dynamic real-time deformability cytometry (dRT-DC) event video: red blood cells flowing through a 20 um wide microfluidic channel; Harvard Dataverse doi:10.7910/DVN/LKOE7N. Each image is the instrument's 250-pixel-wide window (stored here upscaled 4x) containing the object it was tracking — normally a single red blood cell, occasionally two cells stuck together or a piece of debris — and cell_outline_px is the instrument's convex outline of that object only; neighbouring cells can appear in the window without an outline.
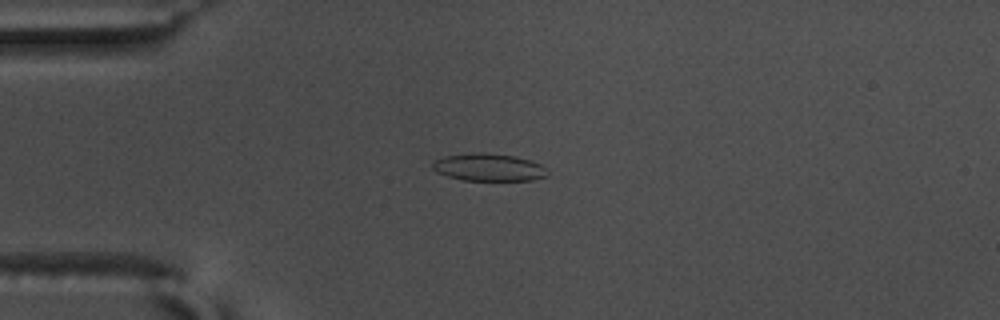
{"species": "common noctule bat (a hibernating species)", "species_latin": "Nyctalus noctula", "temperature_condition": "warm", "stored_images_in_passage": 49, "camera_frame_rate_fps": 3000, "um_per_image_px": 0.085, "animal": {"sex": "male", "body_mass_g": 17.5, "forearm_length_mm": 52.3}, "frame": {"image": 1, "passage_image": 7, "time_ms": 2.0, "image_size_px": [1000, 320], "cell_outline_px": [[548, 176], [532, 180], [464, 180], [448, 176], [436, 172], [432, 168], [432, 160], [444, 156], [472, 152], [484, 152], [512, 156], [528, 160], [540, 164], [548, 168]], "centroid_in_image_um": [41.52, 14.21], "position_along_channel_um": 43.5, "area_um2": 18.5}}
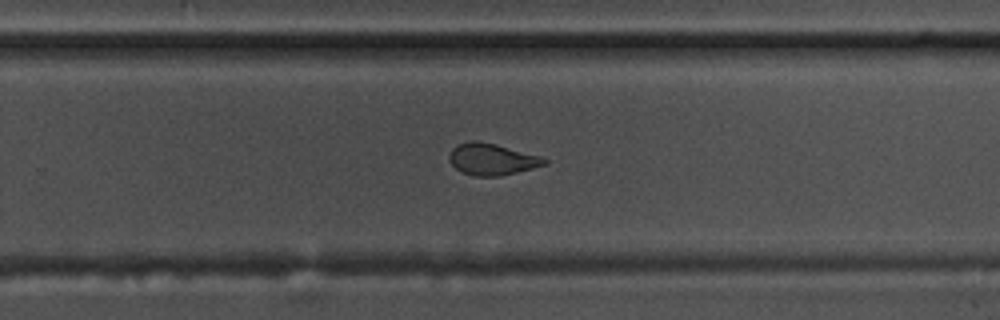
{"frame": {"image": 2, "passage_image": 29, "time_ms": 9.333, "image_size_px": [1000, 320], "cell_outline_px": [[548, 164], [500, 176], [476, 176], [460, 172], [448, 160], [448, 156], [452, 148], [456, 144], [472, 140], [476, 140], [496, 144], [540, 156], [548, 160]], "centroid_in_image_um": [41.78, 13.53], "position_along_channel_um": 288.0, "area_um2": 17.57}}
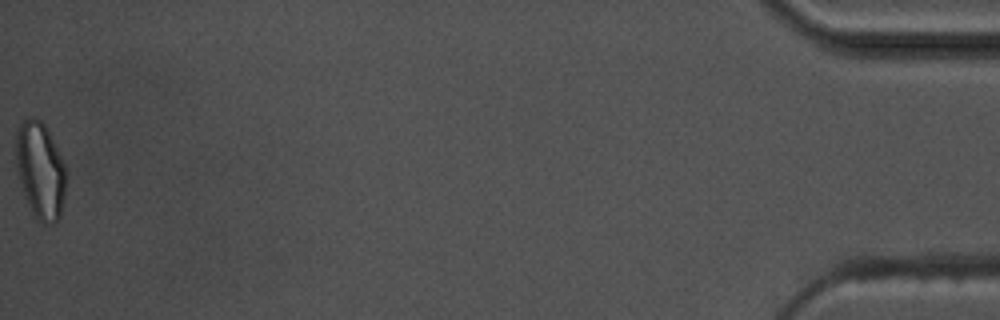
{"frame": {"image": 3, "passage_image": 49, "time_ms": 16.0, "image_size_px": [1000, 320], "cell_outline_px": [[64, 196], [60, 216], [52, 224], [44, 224], [36, 220], [24, 196], [16, 164], [16, 136], [20, 124], [28, 116], [36, 116], [48, 128], [64, 164]], "centroid_in_image_um": [3.41, 14.46], "position_along_channel_um": 431.8, "area_um2": 28.03}, "authors_computed_cell_mechanics": {"area_um2": 18.496, "velocity_mm_per_s": 3.6481, "shape_relaxation_time_tau1_ms": 8.2438, "shape_relaxation_time_tau2_ms": 1.5818, "deformation_change_tau1": 0.1877, "deformation_change_tau2": 0.0721}}